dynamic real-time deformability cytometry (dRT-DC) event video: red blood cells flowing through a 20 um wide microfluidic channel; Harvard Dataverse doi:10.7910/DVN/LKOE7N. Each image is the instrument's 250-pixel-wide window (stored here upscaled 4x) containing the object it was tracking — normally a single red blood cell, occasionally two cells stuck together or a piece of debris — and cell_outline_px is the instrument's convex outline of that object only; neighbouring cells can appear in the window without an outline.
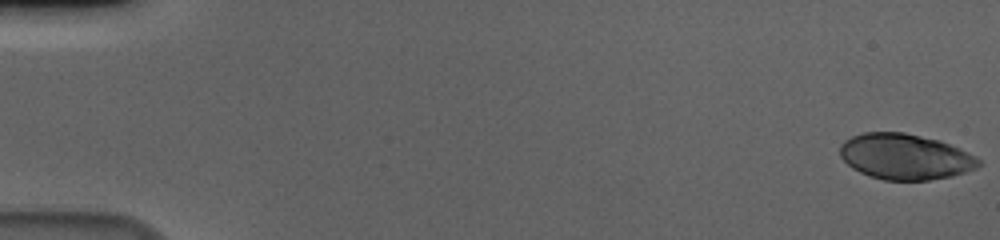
{"species": "human", "species_latin": "Homo sapiens", "temperature_condition": "cold", "stored_images_in_passage": 57, "camera_frame_rate_fps": 3000, "um_per_image_px": 0.085, "donor": {"sex": "male"}, "frame": {"image": 1, "passage_image": 1, "time_ms": 0.0, "image_size_px": [1000, 240], "cell_outline_px": [[980, 164], [976, 168], [952, 176], [928, 180], [884, 180], [868, 176], [852, 168], [840, 156], [840, 144], [844, 140], [852, 136], [864, 132], [904, 132], [940, 140], [980, 160]], "centroid_in_image_um": [76.87, 13.32], "position_along_channel_um": 8.1, "area_um2": 36.65}}
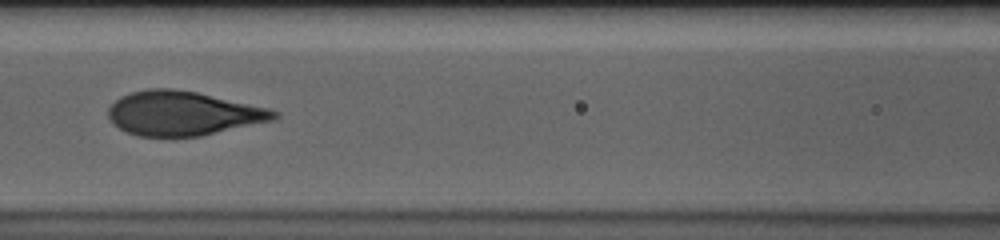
{"frame": {"image": 2, "passage_image": 27, "time_ms": 8.667, "image_size_px": [1000, 240], "cell_outline_px": [[280, 116], [276, 120], [200, 136], [136, 136], [112, 124], [108, 116], [108, 108], [120, 96], [132, 92], [152, 88], [172, 88], [196, 92], [268, 108], [280, 112]], "centroid_in_image_um": [15.56, 9.64], "position_along_channel_um": 151.0, "area_um2": 42.71}}
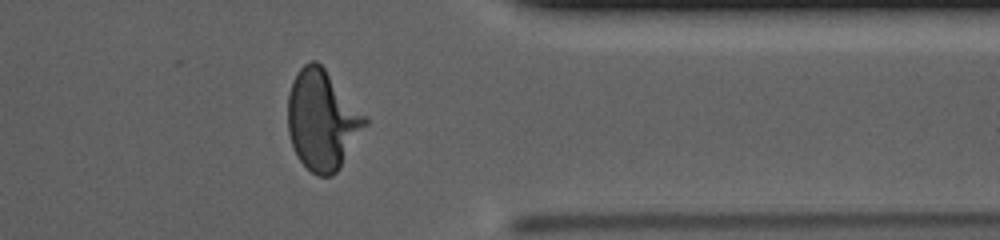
{"frame": {"image": 3, "passage_image": 47, "time_ms": 15.333, "image_size_px": [1000, 240], "cell_outline_px": [[368, 124], [340, 168], [332, 176], [316, 176], [296, 156], [288, 132], [288, 96], [292, 80], [300, 68], [304, 64], [312, 60], [316, 60], [324, 68], [368, 120]], "centroid_in_image_um": [27.37, 10.23], "position_along_channel_um": 384.0, "area_um2": 44.51}, "authors_computed_cell_mechanics": {"area_um2": 42.3096, "velocity_mm_per_s": 3.6314, "shape_relaxation_time_tau1_ms": 4.5292, "shape_relaxation_time_tau2_ms": null, "deformation_change_tau1": 0.1959, "deformation_change_tau2": null}}